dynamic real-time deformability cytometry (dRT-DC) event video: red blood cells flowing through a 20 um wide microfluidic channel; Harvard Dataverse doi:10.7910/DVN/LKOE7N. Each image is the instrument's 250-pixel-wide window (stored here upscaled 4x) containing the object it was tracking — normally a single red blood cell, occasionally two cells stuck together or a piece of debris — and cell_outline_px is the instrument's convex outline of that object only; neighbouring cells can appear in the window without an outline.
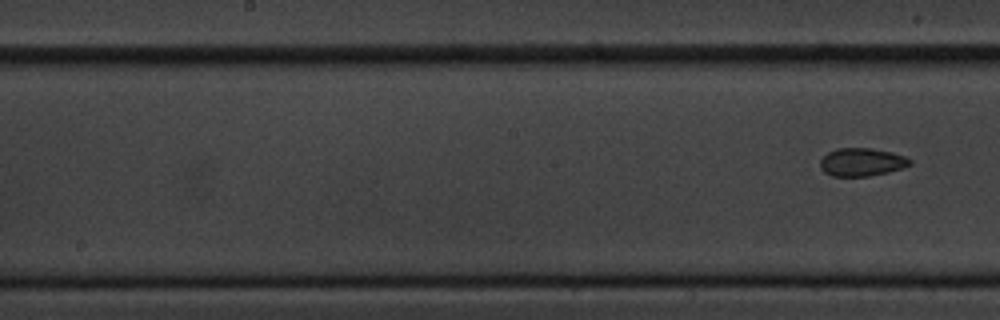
{"species": "common noctule bat (a hibernating species)", "species_latin": "Nyctalus noctula", "temperature_condition": "cold", "stored_images_in_passage": 7, "segment_of_instrument_passage": [2, 2], "camera_frame_rate_fps": 3000, "um_per_image_px": 0.085, "animal": {"sex": "male", "body_mass_g": 20.1, "forearm_length_mm": 53.5}, "frame": {"image": 1, "passage_image": 7, "time_ms": 7.0, "image_size_px": [1000, 320], "cell_outline_px": [[912, 164], [904, 168], [888, 172], [868, 176], [832, 176], [824, 172], [820, 168], [820, 160], [828, 152], [836, 148], [872, 148], [892, 152], [904, 156], [912, 160]], "centroid_in_image_um": [73.26, 13.77], "position_along_channel_um": 174.9, "area_um2": 14.8}}